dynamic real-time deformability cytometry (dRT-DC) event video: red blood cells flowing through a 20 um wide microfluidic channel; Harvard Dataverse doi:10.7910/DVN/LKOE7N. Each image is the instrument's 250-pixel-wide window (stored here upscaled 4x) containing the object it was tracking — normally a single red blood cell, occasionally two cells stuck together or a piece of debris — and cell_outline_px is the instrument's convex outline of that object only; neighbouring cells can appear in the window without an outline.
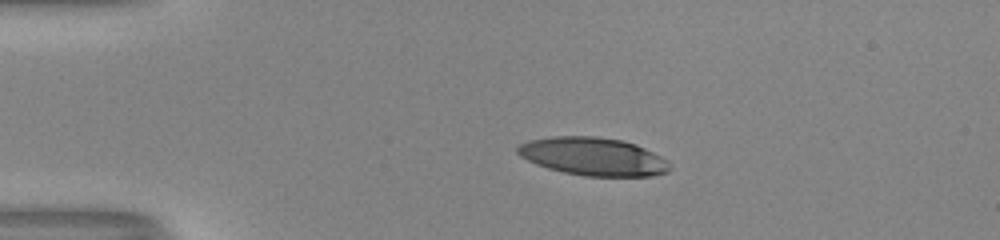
{"species": "human", "species_latin": "Homo sapiens", "temperature_condition": "room temperature", "stored_images_in_passage": 41, "camera_frame_rate_fps": 3000, "um_per_image_px": 0.085, "donor": {"sex": "male"}, "frame": {"image": 1, "passage_image": 1, "time_ms": 0.0, "image_size_px": [1000, 240], "cell_outline_px": [[672, 168], [668, 172], [652, 176], [584, 176], [564, 172], [548, 168], [536, 164], [520, 156], [516, 152], [516, 148], [520, 144], [528, 140], [552, 136], [596, 136], [624, 140], [636, 144], [668, 160]], "centroid_in_image_um": [50.43, 13.3], "position_along_channel_um": 34.6, "area_um2": 33.93}}
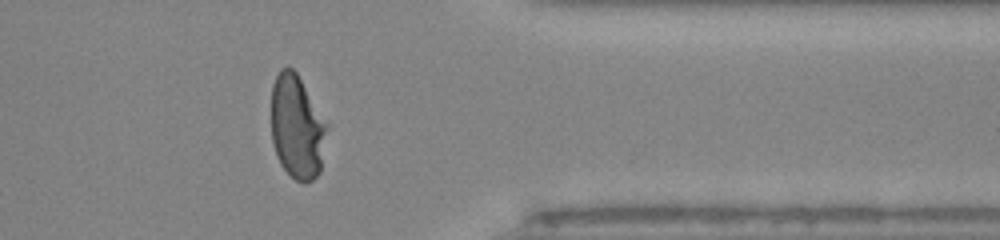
{"frame": {"image": 2, "passage_image": 32, "time_ms": 10.333, "image_size_px": [1000, 240], "cell_outline_px": [[328, 124], [320, 172], [312, 180], [304, 184], [296, 180], [280, 164], [276, 156], [272, 140], [272, 84], [280, 68], [292, 68], [296, 72]], "centroid_in_image_um": [25.24, 10.81], "position_along_channel_um": 386.2, "area_um2": 33.58}}
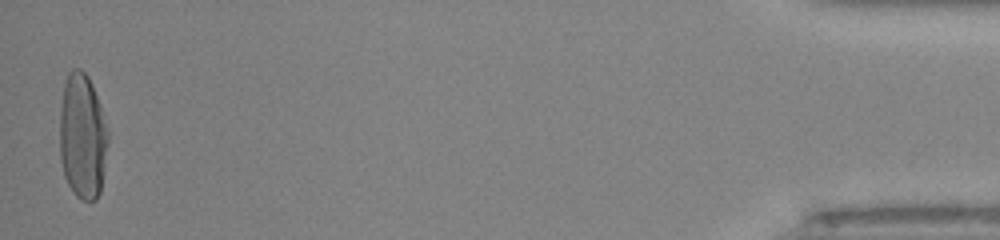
{"frame": {"image": 3, "passage_image": 41, "time_ms": 13.333, "image_size_px": [1000, 240], "cell_outline_px": [[108, 144], [100, 192], [96, 200], [80, 200], [76, 196], [68, 184], [64, 176], [60, 160], [60, 108], [64, 84], [68, 72], [72, 68], [80, 68], [88, 76], [92, 84], [108, 132]], "centroid_in_image_um": [6.99, 11.6], "position_along_channel_um": 428.2, "area_um2": 35.32}, "authors_computed_cell_mechanics": {"area_um2": 34.5066, "velocity_mm_per_s": 4.0526, "shape_relaxation_time_tau1_ms": 5.5305, "shape_relaxation_time_tau2_ms": 1.1165, "deformation_change_tau1": 0.2782, "deformation_change_tau2": 0.0419}}